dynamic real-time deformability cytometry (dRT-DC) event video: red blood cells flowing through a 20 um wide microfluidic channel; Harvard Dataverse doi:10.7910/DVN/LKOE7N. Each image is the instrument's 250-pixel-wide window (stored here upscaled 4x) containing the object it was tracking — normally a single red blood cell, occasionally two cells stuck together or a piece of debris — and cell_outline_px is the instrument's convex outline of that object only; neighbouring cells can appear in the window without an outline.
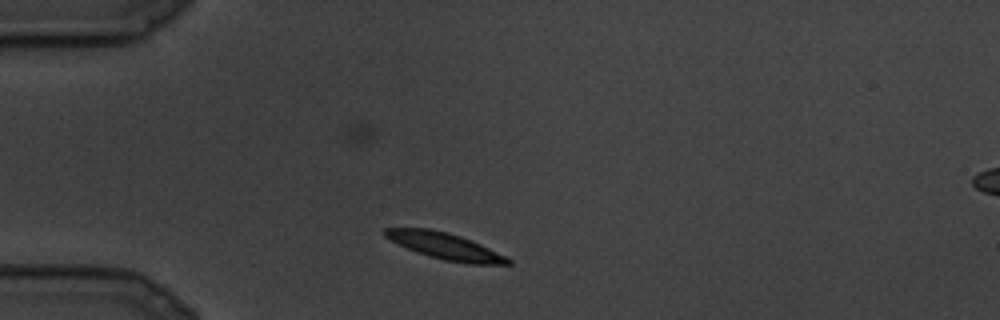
{"species": "common noctule bat (a hibernating species)", "species_latin": "Nyctalus noctula", "temperature_condition": "cold", "stored_images_in_passage": 13, "camera_frame_rate_fps": 3000, "um_per_image_px": 0.085, "animal": {"sex": "male", "body_mass_g": 19.5, "forearm_length_mm": 54.6}, "frame": {"image": 1, "passage_image": 1, "time_ms": 0.0, "image_size_px": [1000, 320], "cell_outline_px": [[512, 264], [468, 264], [444, 260], [428, 256], [416, 252], [384, 236], [384, 228], [432, 228], [448, 232], [460, 236], [480, 244], [512, 260]], "centroid_in_image_um": [37.82, 20.91], "position_along_channel_um": 47.2, "area_um2": 18.73}}
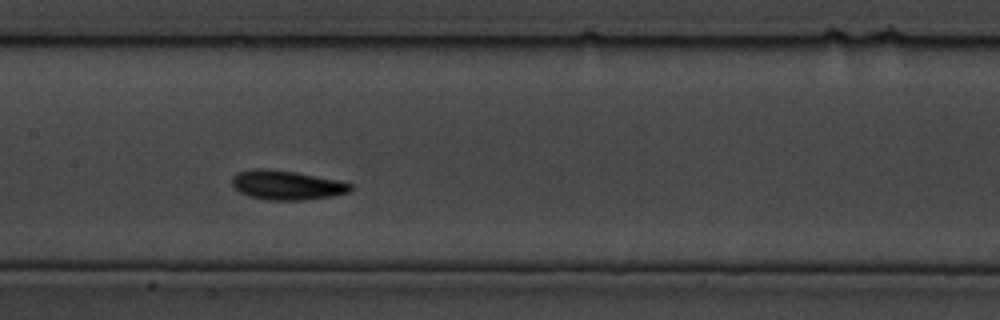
{"frame": {"image": 2, "passage_image": 7, "time_ms": 2.0, "image_size_px": [1000, 320], "cell_outline_px": [[352, 188], [348, 192], [332, 196], [304, 200], [268, 200], [248, 196], [240, 192], [232, 184], [232, 176], [236, 172], [252, 168], [268, 168], [296, 172], [340, 180], [352, 184]], "centroid_in_image_um": [24.35, 15.72], "position_along_channel_um": 183.1, "area_um2": 20.46}}
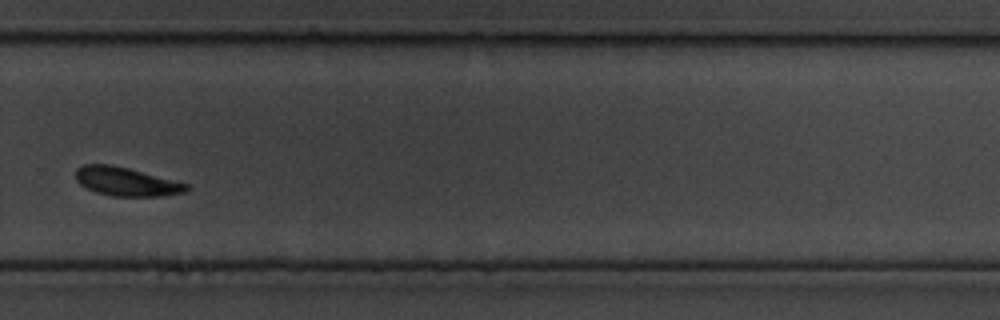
{"frame": {"image": 3, "passage_image": 13, "time_ms": 4.0, "image_size_px": [1000, 320], "cell_outline_px": [[188, 188], [184, 192], [164, 196], [112, 196], [96, 192], [80, 184], [76, 180], [76, 168], [84, 164], [112, 164], [128, 168], [188, 184]], "centroid_in_image_um": [10.69, 15.43], "position_along_channel_um": 319.1, "area_um2": 18.32}}